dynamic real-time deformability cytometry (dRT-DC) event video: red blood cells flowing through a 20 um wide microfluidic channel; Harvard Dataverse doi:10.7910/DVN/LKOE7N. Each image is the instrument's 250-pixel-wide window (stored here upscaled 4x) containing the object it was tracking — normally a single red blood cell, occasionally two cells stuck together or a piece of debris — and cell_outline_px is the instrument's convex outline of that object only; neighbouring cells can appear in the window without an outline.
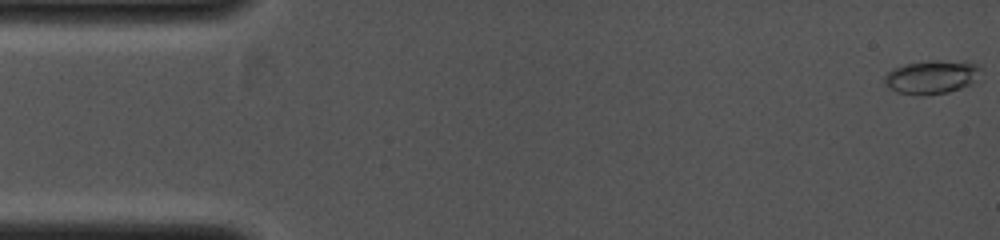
{"species": "common noctule bat (a hibernating species)", "species_latin": "Nyctalus noctula", "temperature_condition": "cold", "stored_images_in_passage": 42, "camera_frame_rate_fps": 4000, "um_per_image_px": 0.085, "animal": {"sex": "female", "body_mass_g": 19.0, "forearm_length_mm": 53.3}, "frame": {"image": 1, "passage_image": 1, "time_ms": 0.0, "image_size_px": [1000, 240], "cell_outline_px": [[980, 68], [972, 84], [948, 92], [920, 96], [896, 92], [888, 88], [884, 84], [884, 76], [892, 68], [904, 64], [928, 60], [964, 60], [980, 64]], "centroid_in_image_um": [79.16, 6.53], "position_along_channel_um": 5.8, "area_um2": 19.25}}
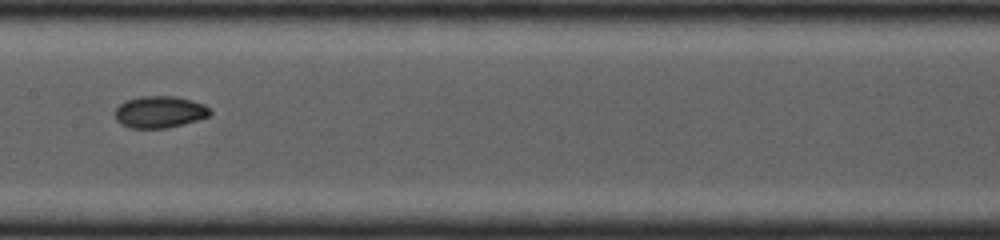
{"frame": {"image": 2, "passage_image": 22, "time_ms": 5.25, "image_size_px": [1000, 240], "cell_outline_px": [[212, 112], [208, 116], [196, 120], [164, 128], [128, 128], [120, 124], [116, 120], [112, 112], [124, 100], [140, 96], [176, 96], [192, 100], [204, 104], [212, 108]], "centroid_in_image_um": [13.52, 9.5], "position_along_channel_um": 193.9, "area_um2": 17.86}}
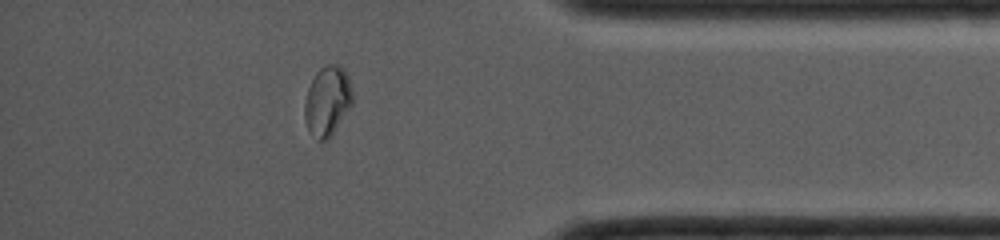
{"frame": {"image": 3, "passage_image": 37, "time_ms": 9.0, "image_size_px": [1000, 240], "cell_outline_px": [[352, 104], [332, 136], [328, 140], [316, 140], [308, 128], [304, 116], [304, 104], [308, 88], [316, 72], [320, 68], [328, 64], [336, 64], [348, 76], [352, 88]], "centroid_in_image_um": [27.83, 8.61], "position_along_channel_um": 407.4, "area_um2": 19.36}}